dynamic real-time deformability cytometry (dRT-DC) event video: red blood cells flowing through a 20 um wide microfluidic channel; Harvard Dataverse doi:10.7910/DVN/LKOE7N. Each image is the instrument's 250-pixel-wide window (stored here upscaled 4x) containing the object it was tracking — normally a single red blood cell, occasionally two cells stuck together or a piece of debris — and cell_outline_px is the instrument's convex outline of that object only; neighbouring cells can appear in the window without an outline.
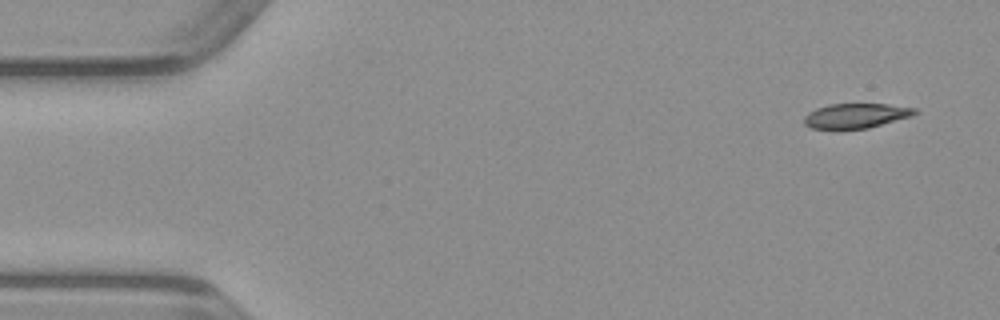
{"species": "common noctule bat (a hibernating species)", "species_latin": "Nyctalus noctula", "temperature_condition": "warm", "stored_images_in_passage": 47, "camera_frame_rate_fps": 3000, "um_per_image_px": 0.085, "animal": {"sex": "male", "body_mass_g": 23.1, "forearm_length_mm": 52.7}, "frame": {"image": 1, "passage_image": 1, "time_ms": 0.0, "image_size_px": [1000, 320], "cell_outline_px": [[920, 112], [912, 116], [868, 128], [836, 132], [812, 128], [804, 124], [804, 116], [808, 112], [816, 108], [828, 104], [888, 104], [916, 108]], "centroid_in_image_um": [72.71, 9.88], "position_along_channel_um": 12.3, "area_um2": 16.7}}
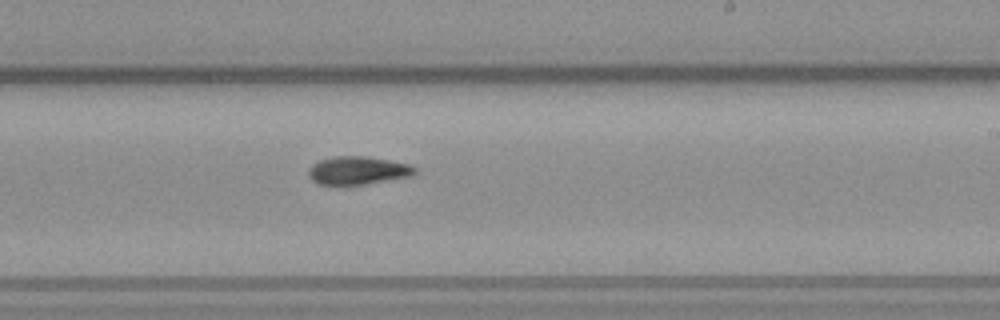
{"frame": {"image": 2, "passage_image": 27, "time_ms": 8.667, "image_size_px": [1000, 320], "cell_outline_px": [[416, 172], [412, 176], [364, 184], [316, 184], [308, 176], [308, 168], [312, 164], [320, 160], [336, 156], [364, 156], [388, 160], [408, 164], [416, 168]], "centroid_in_image_um": [30.39, 14.49], "position_along_channel_um": 258.6, "area_um2": 17.28}}
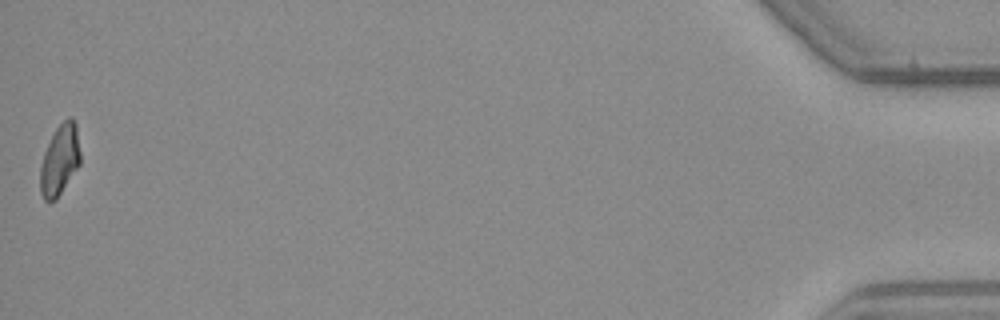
{"frame": {"image": 3, "passage_image": 47, "time_ms": 15.333, "image_size_px": [1000, 320], "cell_outline_px": [[80, 164], [56, 200], [44, 200], [40, 192], [40, 168], [44, 152], [56, 128], [68, 116], [72, 116], [76, 124], [80, 152]], "centroid_in_image_um": [5.09, 13.59], "position_along_channel_um": 430.1, "area_um2": 16.42}}